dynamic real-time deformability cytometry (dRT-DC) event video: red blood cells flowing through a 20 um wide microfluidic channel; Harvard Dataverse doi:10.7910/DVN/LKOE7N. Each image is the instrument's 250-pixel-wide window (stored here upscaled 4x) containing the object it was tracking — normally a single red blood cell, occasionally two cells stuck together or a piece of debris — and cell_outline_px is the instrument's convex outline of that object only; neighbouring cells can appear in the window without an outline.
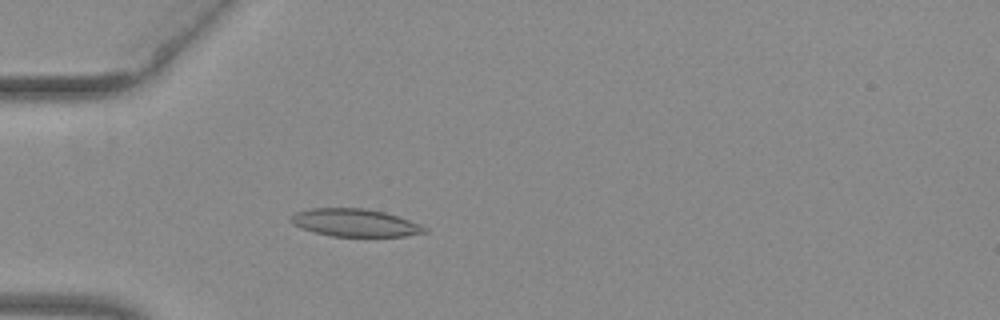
{"species": "common noctule bat (a hibernating species)", "species_latin": "Nyctalus noctula", "temperature_condition": "warm", "stored_images_in_passage": 44, "camera_frame_rate_fps": 3000, "um_per_image_px": 0.085, "animal": {"sex": "female", "body_mass_g": 29.2, "forearm_length_mm": 56.3}, "frame": {"image": 1, "passage_image": 14, "time_ms": 4.333, "image_size_px": [1000, 320], "cell_outline_px": [[428, 232], [404, 236], [332, 236], [300, 228], [292, 224], [288, 220], [288, 216], [296, 212], [312, 208], [364, 208], [384, 212], [420, 224], [428, 228]], "centroid_in_image_um": [30.13, 18.93], "position_along_channel_um": 54.9, "area_um2": 21.56}}
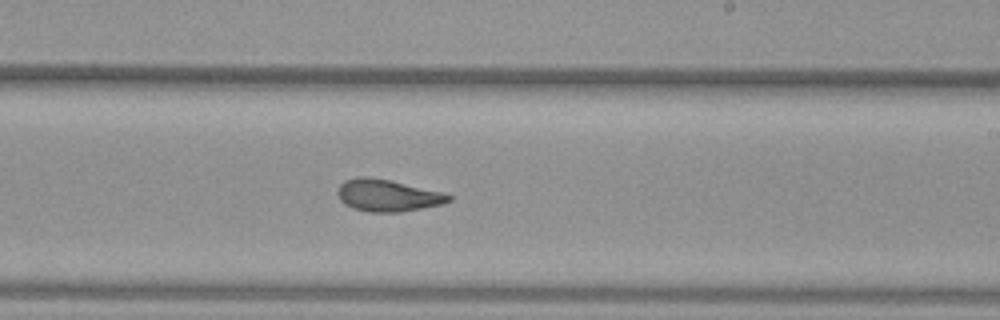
{"frame": {"image": 2, "passage_image": 30, "time_ms": 9.667, "image_size_px": [1000, 320], "cell_outline_px": [[452, 200], [444, 204], [400, 212], [368, 212], [352, 208], [344, 204], [340, 200], [336, 192], [340, 184], [344, 180], [360, 176], [364, 176], [388, 180], [444, 192], [452, 196]], "centroid_in_image_um": [32.94, 16.62], "position_along_channel_um": 256.1, "area_um2": 20.81}}
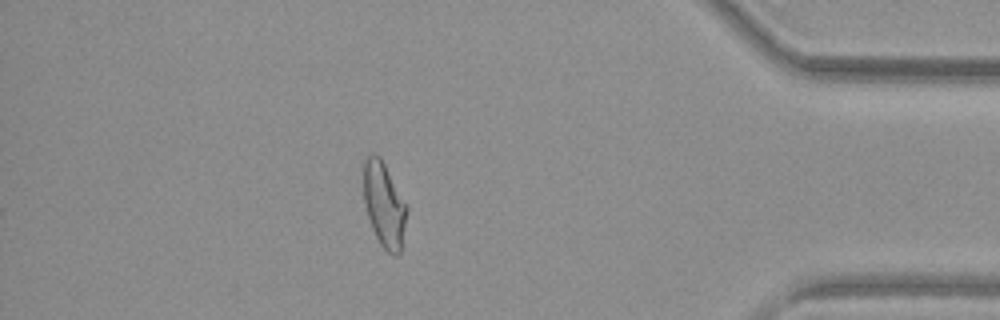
{"frame": {"image": 3, "passage_image": 44, "time_ms": 14.333, "image_size_px": [1000, 320], "cell_outline_px": [[408, 208], [400, 252], [396, 256], [392, 256], [380, 244], [372, 228], [364, 204], [364, 160], [372, 152], [380, 156], [408, 204]], "centroid_in_image_um": [32.67, 17.38], "position_along_channel_um": 402.5, "area_um2": 21.5}, "authors_computed_cell_mechanics": {"area_um2": 21.0103, "velocity_mm_per_s": 3.969, "shape_relaxation_time_tau1_ms": null, "shape_relaxation_time_tau2_ms": 2.2426, "deformation_change_tau1": null, "deformation_change_tau2": 0.0863}}